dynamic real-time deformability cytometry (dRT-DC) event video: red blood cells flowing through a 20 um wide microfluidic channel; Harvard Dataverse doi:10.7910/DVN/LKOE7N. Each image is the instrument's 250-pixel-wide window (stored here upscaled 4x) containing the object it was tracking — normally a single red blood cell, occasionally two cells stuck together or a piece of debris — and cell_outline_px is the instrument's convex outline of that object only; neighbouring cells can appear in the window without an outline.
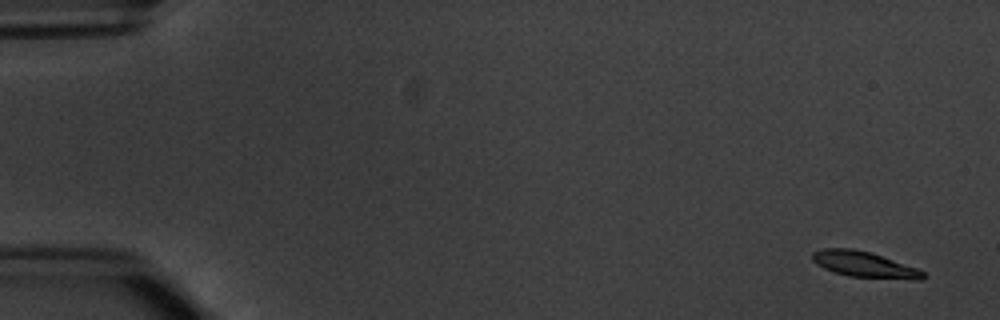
{"species": "common noctule bat (a hibernating species)", "species_latin": "Nyctalus noctula", "temperature_condition": "warm", "stored_images_in_passage": 4, "camera_frame_rate_fps": 3000, "um_per_image_px": 0.085, "animal": {"sex": "male", "body_mass_g": 20.1, "forearm_length_mm": 53.5}, "frame": {"image": 1, "passage_image": 1, "time_ms": 0.0, "image_size_px": [1000, 320], "cell_outline_px": [[924, 276], [920, 280], [912, 280], [848, 276], [824, 268], [816, 264], [812, 260], [812, 252], [824, 248], [852, 248], [872, 252], [916, 268], [924, 272]], "centroid_in_image_um": [73.45, 22.47], "position_along_channel_um": 11.5, "area_um2": 16.65}}